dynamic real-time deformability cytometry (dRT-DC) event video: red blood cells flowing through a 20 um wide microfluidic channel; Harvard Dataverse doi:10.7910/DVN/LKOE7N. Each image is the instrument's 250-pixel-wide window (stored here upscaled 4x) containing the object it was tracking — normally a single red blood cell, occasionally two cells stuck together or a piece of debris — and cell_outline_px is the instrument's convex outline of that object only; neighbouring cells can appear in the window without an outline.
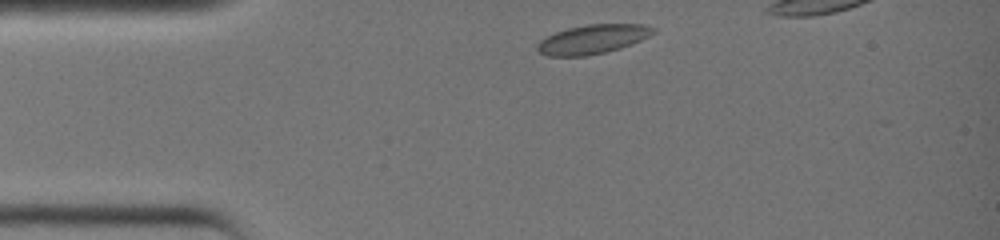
{"species": "common noctule bat (a hibernating species)", "species_latin": "Nyctalus noctula", "temperature_condition": "warm", "stored_images_in_passage": 15, "camera_frame_rate_fps": 3000, "um_per_image_px": 0.085, "animal": {"sex": "female", "body_mass_g": 19.0, "forearm_length_mm": 51.5}, "frame": {"image": 1, "passage_image": 1, "time_ms": 0.0, "image_size_px": [1000, 240], "cell_outline_px": [[656, 32], [632, 44], [620, 48], [604, 52], [584, 56], [548, 56], [540, 52], [536, 48], [536, 44], [540, 40], [556, 32], [568, 28], [588, 24], [644, 24], [656, 28]], "centroid_in_image_um": [50.38, 3.33], "position_along_channel_um": 34.6, "area_um2": 19.59}}
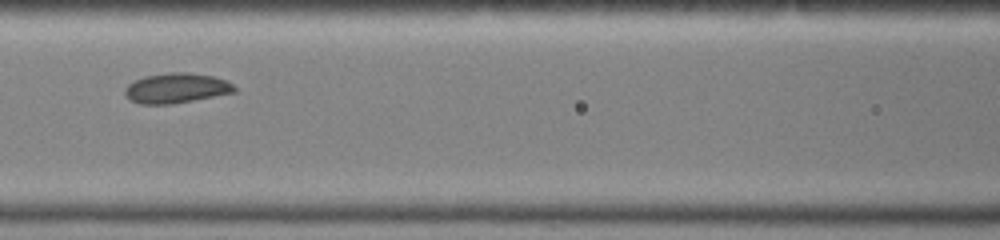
{"frame": {"image": 2, "passage_image": 10, "time_ms": 3.0, "image_size_px": [1000, 240], "cell_outline_px": [[236, 92], [172, 104], [140, 104], [128, 100], [124, 96], [124, 88], [128, 84], [144, 76], [172, 72], [188, 72], [212, 76], [224, 80], [232, 84], [236, 88]], "centroid_in_image_um": [14.94, 7.5], "position_along_channel_um": 151.7, "area_um2": 19.19}}
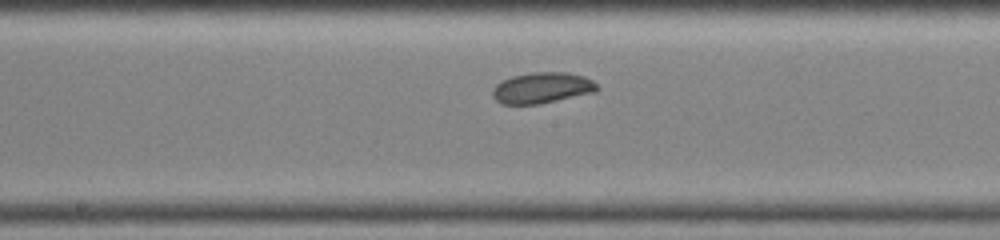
{"frame": {"image": 3, "passage_image": 13, "time_ms": 4.0, "image_size_px": [1000, 240], "cell_outline_px": [[600, 88], [596, 92], [540, 104], [500, 104], [492, 96], [492, 88], [496, 84], [512, 76], [532, 72], [568, 72], [584, 76], [592, 80]], "centroid_in_image_um": [46.08, 7.47], "position_along_channel_um": 202.1, "area_um2": 19.02}}